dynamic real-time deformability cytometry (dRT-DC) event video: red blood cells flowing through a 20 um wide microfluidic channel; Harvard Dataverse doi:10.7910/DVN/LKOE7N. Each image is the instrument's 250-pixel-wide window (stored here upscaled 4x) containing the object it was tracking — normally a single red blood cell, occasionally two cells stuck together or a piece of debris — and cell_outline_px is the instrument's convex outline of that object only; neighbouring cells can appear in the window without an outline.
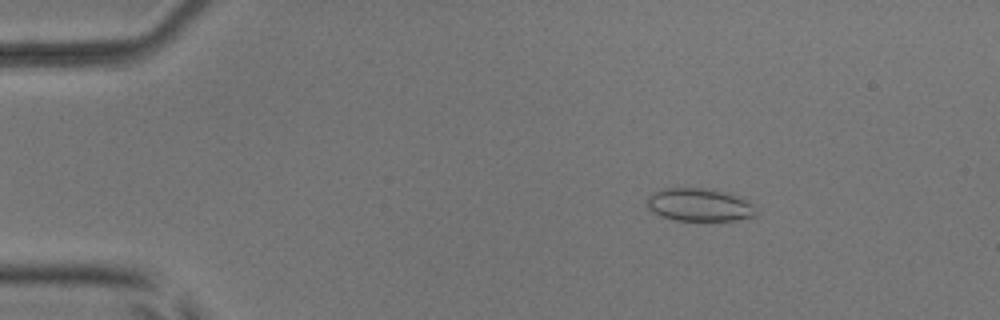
{"species": "common noctule bat (a hibernating species)", "species_latin": "Nyctalus noctula", "temperature_condition": "room temperature", "stored_images_in_passage": 48, "camera_frame_rate_fps": 3000, "um_per_image_px": 0.085, "animal": {"sex": "male", "body_mass_g": 17.9, "forearm_length_mm": 54.2}, "frame": {"image": 1, "passage_image": 3, "time_ms": 0.667, "image_size_px": [1000, 320], "cell_outline_px": [[756, 216], [732, 220], [676, 220], [660, 216], [652, 212], [648, 208], [648, 196], [652, 192], [660, 188], [704, 188], [724, 192], [736, 196], [752, 204]], "centroid_in_image_um": [59.37, 17.4], "position_along_channel_um": 25.6, "area_um2": 20.63}}
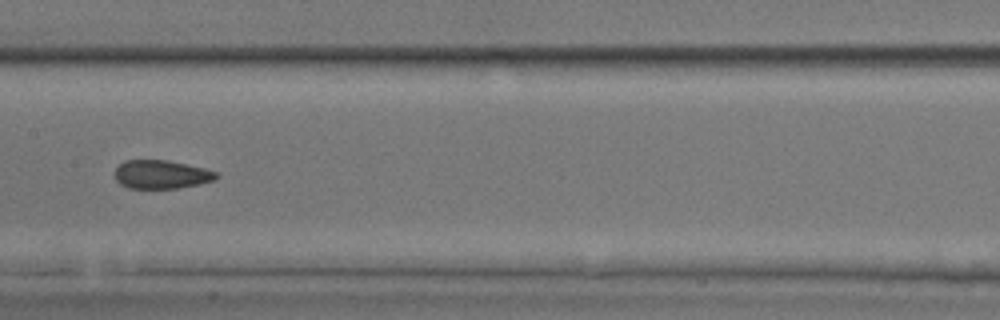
{"frame": {"image": 2, "passage_image": 22, "time_ms": 7.0, "image_size_px": [1000, 320], "cell_outline_px": [[220, 176], [216, 180], [200, 184], [180, 188], [128, 188], [120, 184], [116, 180], [116, 168], [124, 160], [168, 160], [204, 168], [216, 172]], "centroid_in_image_um": [13.74, 14.83], "position_along_channel_um": 193.7, "area_um2": 16.94}}
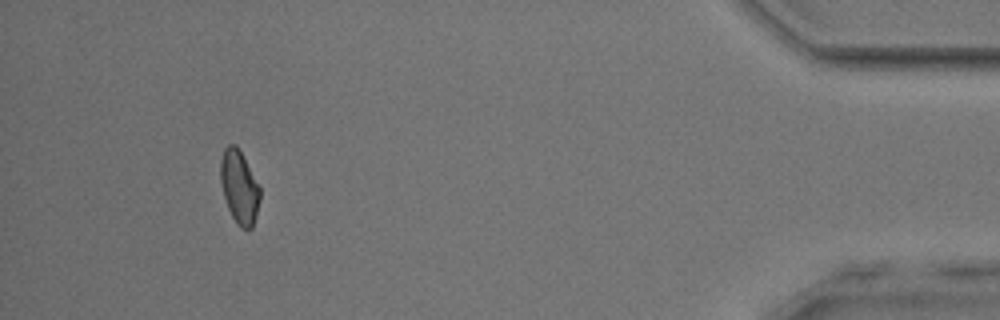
{"frame": {"image": 3, "passage_image": 44, "time_ms": 14.333, "image_size_px": [1000, 320], "cell_outline_px": [[260, 200], [256, 216], [252, 228], [248, 232], [240, 228], [236, 224], [228, 208], [224, 196], [220, 180], [220, 160], [224, 148], [228, 144], [236, 144], [260, 188]], "centroid_in_image_um": [20.33, 15.94], "position_along_channel_um": 414.9, "area_um2": 16.88}, "authors_computed_cell_mechanics": {"area_um2": 17.2822, "velocity_mm_per_s": 3.8769, "shape_relaxation_time_tau1_ms": null, "shape_relaxation_time_tau2_ms": 1.2572, "deformation_change_tau1": null, "deformation_change_tau2": 0.0755}}